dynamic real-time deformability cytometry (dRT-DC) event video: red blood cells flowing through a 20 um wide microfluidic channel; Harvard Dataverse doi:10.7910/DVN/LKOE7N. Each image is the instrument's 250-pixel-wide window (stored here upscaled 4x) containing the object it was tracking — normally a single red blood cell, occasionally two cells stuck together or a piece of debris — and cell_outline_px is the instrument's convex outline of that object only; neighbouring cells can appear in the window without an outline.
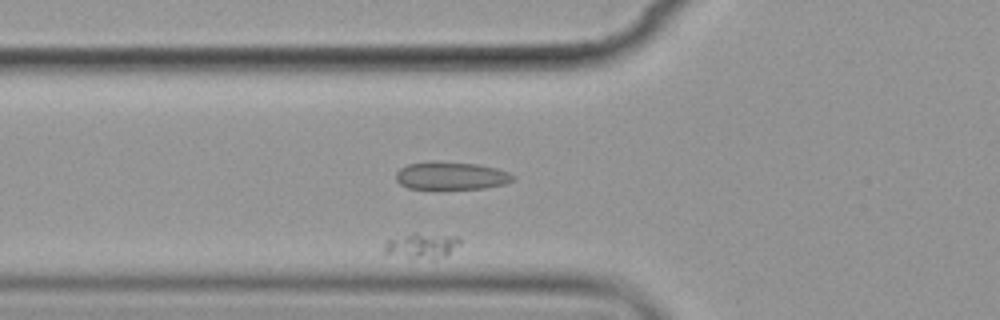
{"species": "common noctule bat (a hibernating species)", "species_latin": "Nyctalus noctula", "temperature_condition": "cold", "stored_images_in_passage": 6, "camera_frame_rate_fps": 3000, "um_per_image_px": 0.085, "animal": {"sex": "female", "body_mass_g": 19.9}, "frame": {"image": 1, "passage_image": 6, "time_ms": 6.667, "image_size_px": [1000, 320], "cell_outline_px": [[460, 244], [444, 256], [432, 260], [380, 252], [384, 244], [388, 240], [412, 232], [416, 232], [456, 236], [460, 240]], "centroid_in_image_um": [35.82, 20.86], "position_along_channel_um": 90.0, "area_um2": 11.16}}